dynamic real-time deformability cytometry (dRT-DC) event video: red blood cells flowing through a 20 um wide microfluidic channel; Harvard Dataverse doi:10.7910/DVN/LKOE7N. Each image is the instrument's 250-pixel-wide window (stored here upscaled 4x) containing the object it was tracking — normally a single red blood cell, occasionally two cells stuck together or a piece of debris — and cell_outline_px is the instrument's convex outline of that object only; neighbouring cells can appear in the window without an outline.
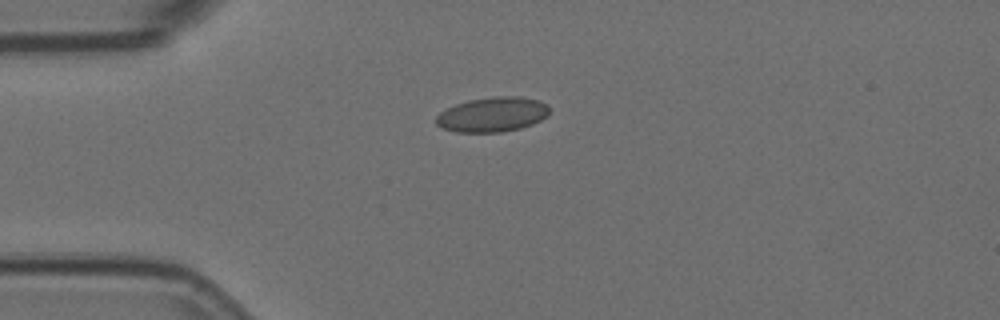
{"species": "Egyptian fruit bat (a non-hibernating species)", "species_latin": "Rousettus aegyptiacus", "temperature_condition": "room temperature", "stored_images_in_passage": 8, "camera_frame_rate_fps": 3000, "um_per_image_px": 0.085, "animal": {"sex": "female"}, "frame": {"image": 1, "passage_image": 1, "time_ms": 0.0, "image_size_px": [1000, 320], "cell_outline_px": [[548, 116], [532, 124], [520, 128], [500, 132], [456, 132], [444, 128], [436, 124], [436, 116], [440, 112], [456, 104], [468, 100], [496, 96], [520, 96], [540, 100], [548, 104]], "centroid_in_image_um": [41.88, 9.72], "position_along_channel_um": 43.1, "area_um2": 22.95}}
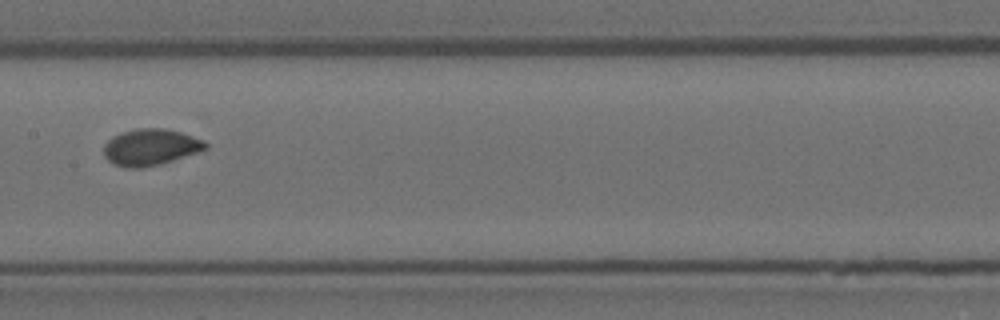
{"frame": {"image": 2, "passage_image": 5, "time_ms": 1.333, "image_size_px": [1000, 320], "cell_outline_px": [[208, 148], [200, 152], [160, 164], [140, 168], [124, 168], [108, 160], [104, 156], [104, 144], [112, 136], [120, 132], [136, 128], [164, 128], [180, 132], [204, 140], [208, 144]], "centroid_in_image_um": [12.8, 12.5], "position_along_channel_um": 194.6, "area_um2": 21.79}}
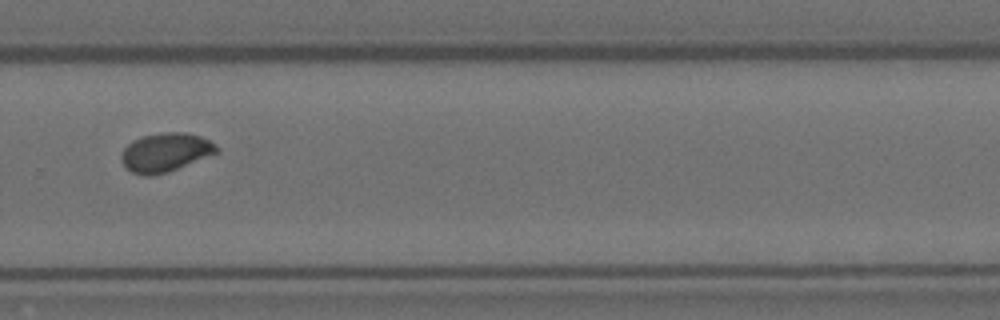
{"frame": {"image": 3, "passage_image": 8, "time_ms": 2.333, "image_size_px": [1000, 320], "cell_outline_px": [[220, 148], [216, 152], [168, 172], [152, 176], [140, 176], [124, 168], [120, 160], [120, 156], [124, 148], [132, 140], [144, 136], [164, 132], [184, 132], [200, 136], [208, 140]], "centroid_in_image_um": [13.98, 12.96], "position_along_channel_um": 315.8, "area_um2": 21.44}}